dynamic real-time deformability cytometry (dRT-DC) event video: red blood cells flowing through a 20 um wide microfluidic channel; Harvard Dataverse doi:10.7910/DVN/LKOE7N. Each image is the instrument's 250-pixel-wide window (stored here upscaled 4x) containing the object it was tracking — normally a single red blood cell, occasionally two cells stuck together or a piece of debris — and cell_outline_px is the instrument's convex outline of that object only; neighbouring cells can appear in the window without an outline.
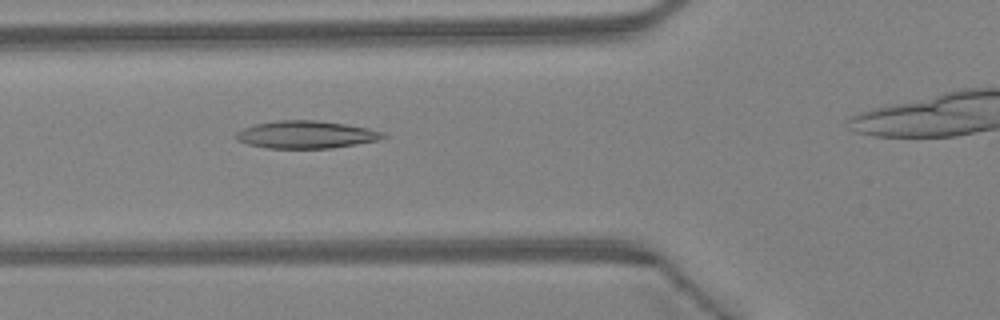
{"species": "Egyptian fruit bat (a non-hibernating species)", "species_latin": "Rousettus aegyptiacus", "temperature_condition": "warm", "stored_images_in_passage": 30, "camera_frame_rate_fps": 3000, "um_per_image_px": 0.085, "animal": {"sex": "female"}, "frame": {"image": 1, "passage_image": 8, "time_ms": 2.333, "image_size_px": [1000, 320], "cell_outline_px": [[388, 136], [380, 140], [332, 148], [268, 148], [248, 144], [236, 140], [232, 136], [236, 132], [244, 128], [256, 124], [276, 120], [316, 120], [344, 124], [368, 128], [384, 132]], "centroid_in_image_um": [26.01, 11.44], "position_along_channel_um": 99.8, "area_um2": 23.7}}
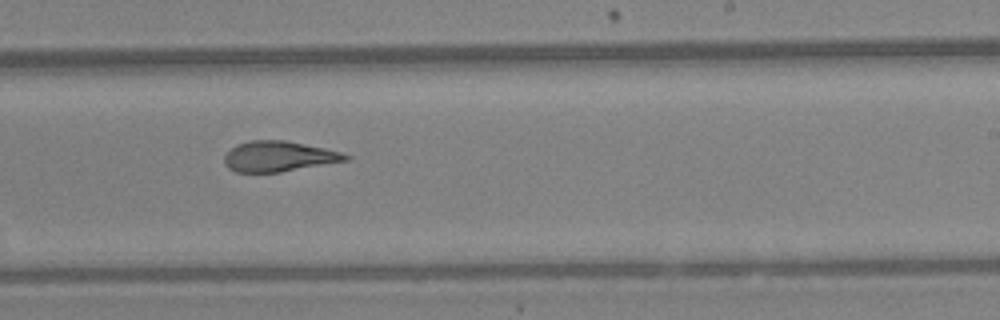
{"frame": {"image": 2, "passage_image": 19, "time_ms": 6.0, "image_size_px": [1000, 320], "cell_outline_px": [[352, 156], [348, 160], [280, 172], [236, 172], [228, 168], [224, 164], [224, 156], [236, 144], [248, 140], [284, 140], [324, 148], [340, 152]], "centroid_in_image_um": [23.66, 13.29], "position_along_channel_um": 265.3, "area_um2": 21.39}}
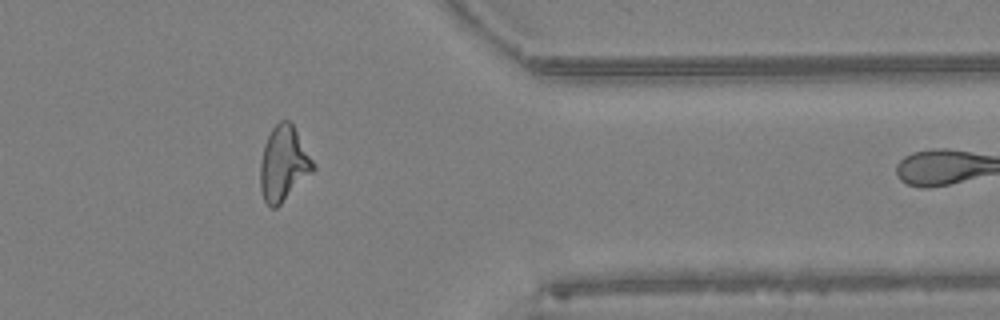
{"frame": {"image": 3, "passage_image": 28, "time_ms": 9.0, "image_size_px": [1000, 320], "cell_outline_px": [[316, 168], [276, 208], [272, 208], [264, 200], [260, 188], [260, 160], [264, 144], [272, 128], [280, 120], [288, 120], [292, 124], [316, 164]], "centroid_in_image_um": [24.1, 13.9], "position_along_channel_um": 387.3, "area_um2": 22.89}}